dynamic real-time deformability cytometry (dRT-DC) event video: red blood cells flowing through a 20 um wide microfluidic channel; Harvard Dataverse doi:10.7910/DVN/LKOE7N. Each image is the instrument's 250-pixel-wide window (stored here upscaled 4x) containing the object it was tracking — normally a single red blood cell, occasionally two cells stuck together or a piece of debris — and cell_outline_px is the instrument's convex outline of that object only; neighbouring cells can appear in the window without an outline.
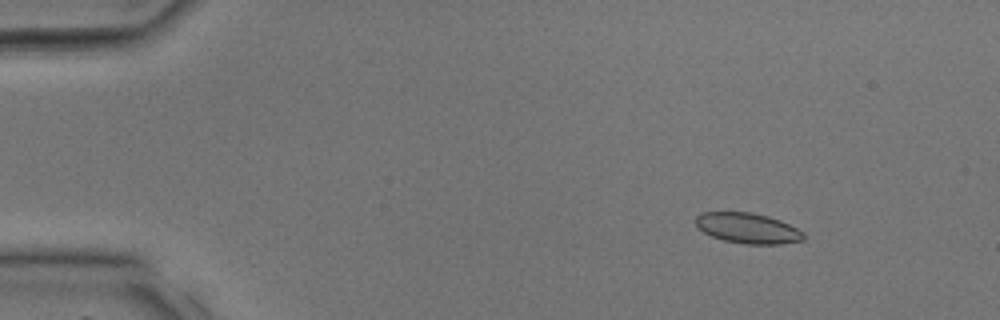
{"species": "common noctule bat (a hibernating species)", "species_latin": "Nyctalus noctula", "temperature_condition": "room temperature", "stored_images_in_passage": 9, "camera_frame_rate_fps": 3000, "um_per_image_px": 0.085, "animal": {"sex": "male", "body_mass_g": 17.9, "forearm_length_mm": 54.2}, "frame": {"image": 1, "passage_image": 4, "time_ms": 1.0, "image_size_px": [1000, 320], "cell_outline_px": [[804, 240], [780, 244], [748, 244], [724, 240], [712, 236], [704, 232], [696, 224], [696, 216], [700, 212], [752, 212], [768, 216], [780, 220], [804, 232]], "centroid_in_image_um": [63.57, 19.39], "position_along_channel_um": 21.4, "area_um2": 19.02}}